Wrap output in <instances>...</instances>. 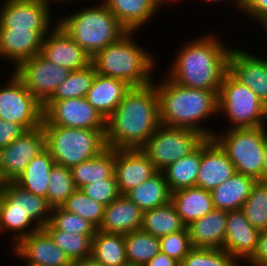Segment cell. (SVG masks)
<instances>
[{
	"instance_id": "277c9868",
	"label": "cell",
	"mask_w": 267,
	"mask_h": 266,
	"mask_svg": "<svg viewBox=\"0 0 267 266\" xmlns=\"http://www.w3.org/2000/svg\"><path fill=\"white\" fill-rule=\"evenodd\" d=\"M138 32H127L91 58L96 72L120 79L131 87H143L154 82L158 61L135 40Z\"/></svg>"
},
{
	"instance_id": "7c38bea8",
	"label": "cell",
	"mask_w": 267,
	"mask_h": 266,
	"mask_svg": "<svg viewBox=\"0 0 267 266\" xmlns=\"http://www.w3.org/2000/svg\"><path fill=\"white\" fill-rule=\"evenodd\" d=\"M43 118L53 126L106 129V120L85 97L46 101Z\"/></svg>"
},
{
	"instance_id": "4dcf8cb0",
	"label": "cell",
	"mask_w": 267,
	"mask_h": 266,
	"mask_svg": "<svg viewBox=\"0 0 267 266\" xmlns=\"http://www.w3.org/2000/svg\"><path fill=\"white\" fill-rule=\"evenodd\" d=\"M171 191L162 171L142 182L125 196L142 211L154 209L171 201Z\"/></svg>"
},
{
	"instance_id": "d6a6232c",
	"label": "cell",
	"mask_w": 267,
	"mask_h": 266,
	"mask_svg": "<svg viewBox=\"0 0 267 266\" xmlns=\"http://www.w3.org/2000/svg\"><path fill=\"white\" fill-rule=\"evenodd\" d=\"M202 158V143L190 154L162 170L171 192L196 186Z\"/></svg>"
},
{
	"instance_id": "603a6c76",
	"label": "cell",
	"mask_w": 267,
	"mask_h": 266,
	"mask_svg": "<svg viewBox=\"0 0 267 266\" xmlns=\"http://www.w3.org/2000/svg\"><path fill=\"white\" fill-rule=\"evenodd\" d=\"M128 32H139L165 6L159 0H101ZM148 25H147V24Z\"/></svg>"
},
{
	"instance_id": "b9f144b4",
	"label": "cell",
	"mask_w": 267,
	"mask_h": 266,
	"mask_svg": "<svg viewBox=\"0 0 267 266\" xmlns=\"http://www.w3.org/2000/svg\"><path fill=\"white\" fill-rule=\"evenodd\" d=\"M179 266H241L226 250L192 248Z\"/></svg>"
},
{
	"instance_id": "30bf717a",
	"label": "cell",
	"mask_w": 267,
	"mask_h": 266,
	"mask_svg": "<svg viewBox=\"0 0 267 266\" xmlns=\"http://www.w3.org/2000/svg\"><path fill=\"white\" fill-rule=\"evenodd\" d=\"M9 73L6 83L0 86V119L20 124L26 131L41 126L43 105L13 71Z\"/></svg>"
},
{
	"instance_id": "ffe728a7",
	"label": "cell",
	"mask_w": 267,
	"mask_h": 266,
	"mask_svg": "<svg viewBox=\"0 0 267 266\" xmlns=\"http://www.w3.org/2000/svg\"><path fill=\"white\" fill-rule=\"evenodd\" d=\"M259 233L241 210L227 211L226 240L223 249L243 266L257 248Z\"/></svg>"
},
{
	"instance_id": "5b68a950",
	"label": "cell",
	"mask_w": 267,
	"mask_h": 266,
	"mask_svg": "<svg viewBox=\"0 0 267 266\" xmlns=\"http://www.w3.org/2000/svg\"><path fill=\"white\" fill-rule=\"evenodd\" d=\"M100 1V2H99ZM63 14L57 23L92 58L128 31L101 1ZM61 18V19H60Z\"/></svg>"
},
{
	"instance_id": "8fae6325",
	"label": "cell",
	"mask_w": 267,
	"mask_h": 266,
	"mask_svg": "<svg viewBox=\"0 0 267 266\" xmlns=\"http://www.w3.org/2000/svg\"><path fill=\"white\" fill-rule=\"evenodd\" d=\"M12 71L42 105L71 72L69 69L45 59L40 53L21 62Z\"/></svg>"
},
{
	"instance_id": "4316f807",
	"label": "cell",
	"mask_w": 267,
	"mask_h": 266,
	"mask_svg": "<svg viewBox=\"0 0 267 266\" xmlns=\"http://www.w3.org/2000/svg\"><path fill=\"white\" fill-rule=\"evenodd\" d=\"M171 202L186 226L214 209L211 191L197 186L173 191Z\"/></svg>"
},
{
	"instance_id": "f35d334b",
	"label": "cell",
	"mask_w": 267,
	"mask_h": 266,
	"mask_svg": "<svg viewBox=\"0 0 267 266\" xmlns=\"http://www.w3.org/2000/svg\"><path fill=\"white\" fill-rule=\"evenodd\" d=\"M244 216L259 232L267 230V184L257 181L241 207Z\"/></svg>"
},
{
	"instance_id": "ac0fdd59",
	"label": "cell",
	"mask_w": 267,
	"mask_h": 266,
	"mask_svg": "<svg viewBox=\"0 0 267 266\" xmlns=\"http://www.w3.org/2000/svg\"><path fill=\"white\" fill-rule=\"evenodd\" d=\"M157 172L141 149H115L114 176L120 195H126Z\"/></svg>"
},
{
	"instance_id": "9a60e30c",
	"label": "cell",
	"mask_w": 267,
	"mask_h": 266,
	"mask_svg": "<svg viewBox=\"0 0 267 266\" xmlns=\"http://www.w3.org/2000/svg\"><path fill=\"white\" fill-rule=\"evenodd\" d=\"M9 253V257L22 260L25 266H72L73 263L43 228L20 240Z\"/></svg>"
},
{
	"instance_id": "f907efd6",
	"label": "cell",
	"mask_w": 267,
	"mask_h": 266,
	"mask_svg": "<svg viewBox=\"0 0 267 266\" xmlns=\"http://www.w3.org/2000/svg\"><path fill=\"white\" fill-rule=\"evenodd\" d=\"M193 1H199V0H193ZM205 2V3H210L209 5H211V3L212 4H217L218 5V3L220 4H222V3H225L223 6H225V5H227V4H229V5H227V6H230V4H231V6L232 7H234L235 9H237L236 11H238L239 13H241V11H242V9H243V6H244V0H200V2Z\"/></svg>"
},
{
	"instance_id": "bcb514c9",
	"label": "cell",
	"mask_w": 267,
	"mask_h": 266,
	"mask_svg": "<svg viewBox=\"0 0 267 266\" xmlns=\"http://www.w3.org/2000/svg\"><path fill=\"white\" fill-rule=\"evenodd\" d=\"M241 14L257 23L267 35V0H244Z\"/></svg>"
},
{
	"instance_id": "d4e9b609",
	"label": "cell",
	"mask_w": 267,
	"mask_h": 266,
	"mask_svg": "<svg viewBox=\"0 0 267 266\" xmlns=\"http://www.w3.org/2000/svg\"><path fill=\"white\" fill-rule=\"evenodd\" d=\"M227 211L213 209L187 227L192 247L223 249L226 240Z\"/></svg>"
},
{
	"instance_id": "74e56055",
	"label": "cell",
	"mask_w": 267,
	"mask_h": 266,
	"mask_svg": "<svg viewBox=\"0 0 267 266\" xmlns=\"http://www.w3.org/2000/svg\"><path fill=\"white\" fill-rule=\"evenodd\" d=\"M77 189L72 178L71 169L55 164L49 176L47 202L51 208L61 207Z\"/></svg>"
},
{
	"instance_id": "4fadbf2b",
	"label": "cell",
	"mask_w": 267,
	"mask_h": 266,
	"mask_svg": "<svg viewBox=\"0 0 267 266\" xmlns=\"http://www.w3.org/2000/svg\"><path fill=\"white\" fill-rule=\"evenodd\" d=\"M46 148L42 125L27 130L15 141L0 150V180L14 182L31 160Z\"/></svg>"
},
{
	"instance_id": "d590c367",
	"label": "cell",
	"mask_w": 267,
	"mask_h": 266,
	"mask_svg": "<svg viewBox=\"0 0 267 266\" xmlns=\"http://www.w3.org/2000/svg\"><path fill=\"white\" fill-rule=\"evenodd\" d=\"M43 229L72 262L91 257L92 238L94 235L65 232L56 229L50 222Z\"/></svg>"
},
{
	"instance_id": "836d02e7",
	"label": "cell",
	"mask_w": 267,
	"mask_h": 266,
	"mask_svg": "<svg viewBox=\"0 0 267 266\" xmlns=\"http://www.w3.org/2000/svg\"><path fill=\"white\" fill-rule=\"evenodd\" d=\"M186 225L170 201L165 205L143 211L141 230L162 237L184 230Z\"/></svg>"
},
{
	"instance_id": "f5cc1de1",
	"label": "cell",
	"mask_w": 267,
	"mask_h": 266,
	"mask_svg": "<svg viewBox=\"0 0 267 266\" xmlns=\"http://www.w3.org/2000/svg\"><path fill=\"white\" fill-rule=\"evenodd\" d=\"M263 160H264L263 161V171H262V177H261L260 181L267 184V141H266L265 147H264Z\"/></svg>"
},
{
	"instance_id": "c3c4849f",
	"label": "cell",
	"mask_w": 267,
	"mask_h": 266,
	"mask_svg": "<svg viewBox=\"0 0 267 266\" xmlns=\"http://www.w3.org/2000/svg\"><path fill=\"white\" fill-rule=\"evenodd\" d=\"M244 264L248 266H267V230L259 233L257 248L252 257Z\"/></svg>"
},
{
	"instance_id": "9f6ffc18",
	"label": "cell",
	"mask_w": 267,
	"mask_h": 266,
	"mask_svg": "<svg viewBox=\"0 0 267 266\" xmlns=\"http://www.w3.org/2000/svg\"><path fill=\"white\" fill-rule=\"evenodd\" d=\"M265 122H266V126H267V104H266V107H265Z\"/></svg>"
},
{
	"instance_id": "ee69618b",
	"label": "cell",
	"mask_w": 267,
	"mask_h": 266,
	"mask_svg": "<svg viewBox=\"0 0 267 266\" xmlns=\"http://www.w3.org/2000/svg\"><path fill=\"white\" fill-rule=\"evenodd\" d=\"M160 250L179 264L193 248L187 227L184 230L159 238Z\"/></svg>"
},
{
	"instance_id": "cb8c5ba5",
	"label": "cell",
	"mask_w": 267,
	"mask_h": 266,
	"mask_svg": "<svg viewBox=\"0 0 267 266\" xmlns=\"http://www.w3.org/2000/svg\"><path fill=\"white\" fill-rule=\"evenodd\" d=\"M143 211L125 195L105 206L97 230L106 233L128 234L141 229Z\"/></svg>"
},
{
	"instance_id": "484cf974",
	"label": "cell",
	"mask_w": 267,
	"mask_h": 266,
	"mask_svg": "<svg viewBox=\"0 0 267 266\" xmlns=\"http://www.w3.org/2000/svg\"><path fill=\"white\" fill-rule=\"evenodd\" d=\"M130 89L131 86L120 79L96 73L85 98L106 120Z\"/></svg>"
},
{
	"instance_id": "ba28073f",
	"label": "cell",
	"mask_w": 267,
	"mask_h": 266,
	"mask_svg": "<svg viewBox=\"0 0 267 266\" xmlns=\"http://www.w3.org/2000/svg\"><path fill=\"white\" fill-rule=\"evenodd\" d=\"M265 107L249 87L229 72L225 74L218 94V117H224L225 124L229 120L226 129L266 126Z\"/></svg>"
},
{
	"instance_id": "e0dca14e",
	"label": "cell",
	"mask_w": 267,
	"mask_h": 266,
	"mask_svg": "<svg viewBox=\"0 0 267 266\" xmlns=\"http://www.w3.org/2000/svg\"><path fill=\"white\" fill-rule=\"evenodd\" d=\"M40 54L70 71L91 64V57L57 24L44 38Z\"/></svg>"
},
{
	"instance_id": "d6986e66",
	"label": "cell",
	"mask_w": 267,
	"mask_h": 266,
	"mask_svg": "<svg viewBox=\"0 0 267 266\" xmlns=\"http://www.w3.org/2000/svg\"><path fill=\"white\" fill-rule=\"evenodd\" d=\"M51 30L0 28V60L13 65V70L41 52L43 38Z\"/></svg>"
},
{
	"instance_id": "ab89813d",
	"label": "cell",
	"mask_w": 267,
	"mask_h": 266,
	"mask_svg": "<svg viewBox=\"0 0 267 266\" xmlns=\"http://www.w3.org/2000/svg\"><path fill=\"white\" fill-rule=\"evenodd\" d=\"M40 228L30 219L28 214L19 211L0 210V236L2 234L12 232L10 235V249L14 247L20 240L29 234L39 230Z\"/></svg>"
},
{
	"instance_id": "f546056e",
	"label": "cell",
	"mask_w": 267,
	"mask_h": 266,
	"mask_svg": "<svg viewBox=\"0 0 267 266\" xmlns=\"http://www.w3.org/2000/svg\"><path fill=\"white\" fill-rule=\"evenodd\" d=\"M115 149L106 148L98 156L71 167L72 178L77 189L114 176Z\"/></svg>"
},
{
	"instance_id": "7bdbcfd3",
	"label": "cell",
	"mask_w": 267,
	"mask_h": 266,
	"mask_svg": "<svg viewBox=\"0 0 267 266\" xmlns=\"http://www.w3.org/2000/svg\"><path fill=\"white\" fill-rule=\"evenodd\" d=\"M50 223L59 230L80 235H95L97 228L81 216L68 212L62 207L51 209Z\"/></svg>"
},
{
	"instance_id": "1f68e13d",
	"label": "cell",
	"mask_w": 267,
	"mask_h": 266,
	"mask_svg": "<svg viewBox=\"0 0 267 266\" xmlns=\"http://www.w3.org/2000/svg\"><path fill=\"white\" fill-rule=\"evenodd\" d=\"M91 257L102 266H128L125 236L97 230L92 238Z\"/></svg>"
},
{
	"instance_id": "7a4b0ae2",
	"label": "cell",
	"mask_w": 267,
	"mask_h": 266,
	"mask_svg": "<svg viewBox=\"0 0 267 266\" xmlns=\"http://www.w3.org/2000/svg\"><path fill=\"white\" fill-rule=\"evenodd\" d=\"M159 125V98L155 84L131 87L106 119V146L141 149Z\"/></svg>"
},
{
	"instance_id": "60d3db41",
	"label": "cell",
	"mask_w": 267,
	"mask_h": 266,
	"mask_svg": "<svg viewBox=\"0 0 267 266\" xmlns=\"http://www.w3.org/2000/svg\"><path fill=\"white\" fill-rule=\"evenodd\" d=\"M64 210L77 214L99 227L105 206L88 197L81 189H76L61 206Z\"/></svg>"
},
{
	"instance_id": "44dd1931",
	"label": "cell",
	"mask_w": 267,
	"mask_h": 266,
	"mask_svg": "<svg viewBox=\"0 0 267 266\" xmlns=\"http://www.w3.org/2000/svg\"><path fill=\"white\" fill-rule=\"evenodd\" d=\"M51 209L46 198L30 193L15 182L1 186L0 210L24 212L40 229L50 222Z\"/></svg>"
},
{
	"instance_id": "816d5d0a",
	"label": "cell",
	"mask_w": 267,
	"mask_h": 266,
	"mask_svg": "<svg viewBox=\"0 0 267 266\" xmlns=\"http://www.w3.org/2000/svg\"><path fill=\"white\" fill-rule=\"evenodd\" d=\"M72 266H102V265L98 263L96 260H94L92 257H88L85 259L73 261Z\"/></svg>"
},
{
	"instance_id": "db71d44e",
	"label": "cell",
	"mask_w": 267,
	"mask_h": 266,
	"mask_svg": "<svg viewBox=\"0 0 267 266\" xmlns=\"http://www.w3.org/2000/svg\"><path fill=\"white\" fill-rule=\"evenodd\" d=\"M39 1L43 2L45 4H48L51 8H53L54 3H55V5H58V3H59V5H62V3L67 5V3H69V6H70V2L72 3L75 1V3H76L78 0H39ZM83 2L85 3L84 0H83Z\"/></svg>"
},
{
	"instance_id": "8992f818",
	"label": "cell",
	"mask_w": 267,
	"mask_h": 266,
	"mask_svg": "<svg viewBox=\"0 0 267 266\" xmlns=\"http://www.w3.org/2000/svg\"><path fill=\"white\" fill-rule=\"evenodd\" d=\"M42 128L46 148L55 164L71 168L98 156L107 148L106 129H80L50 125L44 118Z\"/></svg>"
},
{
	"instance_id": "7dc6e473",
	"label": "cell",
	"mask_w": 267,
	"mask_h": 266,
	"mask_svg": "<svg viewBox=\"0 0 267 266\" xmlns=\"http://www.w3.org/2000/svg\"><path fill=\"white\" fill-rule=\"evenodd\" d=\"M25 131L20 124L0 119V150L15 141Z\"/></svg>"
},
{
	"instance_id": "e575fe53",
	"label": "cell",
	"mask_w": 267,
	"mask_h": 266,
	"mask_svg": "<svg viewBox=\"0 0 267 266\" xmlns=\"http://www.w3.org/2000/svg\"><path fill=\"white\" fill-rule=\"evenodd\" d=\"M128 266H145L160 250V239L141 229L125 234Z\"/></svg>"
},
{
	"instance_id": "5bb4252c",
	"label": "cell",
	"mask_w": 267,
	"mask_h": 266,
	"mask_svg": "<svg viewBox=\"0 0 267 266\" xmlns=\"http://www.w3.org/2000/svg\"><path fill=\"white\" fill-rule=\"evenodd\" d=\"M1 2L0 28L52 30L58 24L57 18L52 14L55 11L53 12L48 4L39 0H2Z\"/></svg>"
},
{
	"instance_id": "f6af8a7d",
	"label": "cell",
	"mask_w": 267,
	"mask_h": 266,
	"mask_svg": "<svg viewBox=\"0 0 267 266\" xmlns=\"http://www.w3.org/2000/svg\"><path fill=\"white\" fill-rule=\"evenodd\" d=\"M81 190L88 197L104 206H107L120 196L115 177H109L102 181L87 184Z\"/></svg>"
},
{
	"instance_id": "6da1fadb",
	"label": "cell",
	"mask_w": 267,
	"mask_h": 266,
	"mask_svg": "<svg viewBox=\"0 0 267 266\" xmlns=\"http://www.w3.org/2000/svg\"><path fill=\"white\" fill-rule=\"evenodd\" d=\"M220 37L213 31L187 38L164 75L184 87L220 90L232 48Z\"/></svg>"
},
{
	"instance_id": "52a82bcc",
	"label": "cell",
	"mask_w": 267,
	"mask_h": 266,
	"mask_svg": "<svg viewBox=\"0 0 267 266\" xmlns=\"http://www.w3.org/2000/svg\"><path fill=\"white\" fill-rule=\"evenodd\" d=\"M223 130H216L212 138L233 163L235 172L260 181L267 126Z\"/></svg>"
},
{
	"instance_id": "2e32d148",
	"label": "cell",
	"mask_w": 267,
	"mask_h": 266,
	"mask_svg": "<svg viewBox=\"0 0 267 266\" xmlns=\"http://www.w3.org/2000/svg\"><path fill=\"white\" fill-rule=\"evenodd\" d=\"M240 48L232 46L228 59V72L241 84L249 87L266 105L267 55L264 57L250 53L243 47Z\"/></svg>"
},
{
	"instance_id": "3957f363",
	"label": "cell",
	"mask_w": 267,
	"mask_h": 266,
	"mask_svg": "<svg viewBox=\"0 0 267 266\" xmlns=\"http://www.w3.org/2000/svg\"><path fill=\"white\" fill-rule=\"evenodd\" d=\"M153 83L159 98L160 124L192 129L201 133L205 138L213 137L216 130L213 127L211 129L209 126H204V122L211 121L214 117L219 118L218 94L220 90L184 87L164 75L159 76V79L154 78Z\"/></svg>"
},
{
	"instance_id": "f1b7e54d",
	"label": "cell",
	"mask_w": 267,
	"mask_h": 266,
	"mask_svg": "<svg viewBox=\"0 0 267 266\" xmlns=\"http://www.w3.org/2000/svg\"><path fill=\"white\" fill-rule=\"evenodd\" d=\"M55 161L45 148L36 155L14 182L30 193L47 199L49 176Z\"/></svg>"
},
{
	"instance_id": "681fc988",
	"label": "cell",
	"mask_w": 267,
	"mask_h": 266,
	"mask_svg": "<svg viewBox=\"0 0 267 266\" xmlns=\"http://www.w3.org/2000/svg\"><path fill=\"white\" fill-rule=\"evenodd\" d=\"M180 264L161 251L154 256L145 266H179Z\"/></svg>"
},
{
	"instance_id": "7402d4cb",
	"label": "cell",
	"mask_w": 267,
	"mask_h": 266,
	"mask_svg": "<svg viewBox=\"0 0 267 266\" xmlns=\"http://www.w3.org/2000/svg\"><path fill=\"white\" fill-rule=\"evenodd\" d=\"M235 168L226 153L213 138L202 142V158L196 186L212 191L235 174Z\"/></svg>"
},
{
	"instance_id": "11a10c76",
	"label": "cell",
	"mask_w": 267,
	"mask_h": 266,
	"mask_svg": "<svg viewBox=\"0 0 267 266\" xmlns=\"http://www.w3.org/2000/svg\"><path fill=\"white\" fill-rule=\"evenodd\" d=\"M164 6H169L170 4H172L173 5V3L175 2V4L177 5V3L178 4H180L183 0H159ZM178 1V2H177ZM184 1H186V0H184ZM180 2V3H179ZM167 3H168V5H167Z\"/></svg>"
},
{
	"instance_id": "83f0119b",
	"label": "cell",
	"mask_w": 267,
	"mask_h": 266,
	"mask_svg": "<svg viewBox=\"0 0 267 266\" xmlns=\"http://www.w3.org/2000/svg\"><path fill=\"white\" fill-rule=\"evenodd\" d=\"M256 182L252 177L235 173L211 191L214 209L241 210Z\"/></svg>"
},
{
	"instance_id": "9c48e42d",
	"label": "cell",
	"mask_w": 267,
	"mask_h": 266,
	"mask_svg": "<svg viewBox=\"0 0 267 266\" xmlns=\"http://www.w3.org/2000/svg\"><path fill=\"white\" fill-rule=\"evenodd\" d=\"M206 138L199 132L160 124L141 150L158 171L187 156Z\"/></svg>"
},
{
	"instance_id": "8d00e7d4",
	"label": "cell",
	"mask_w": 267,
	"mask_h": 266,
	"mask_svg": "<svg viewBox=\"0 0 267 266\" xmlns=\"http://www.w3.org/2000/svg\"><path fill=\"white\" fill-rule=\"evenodd\" d=\"M96 73L92 63L84 69L71 71L47 101L86 97Z\"/></svg>"
}]
</instances>
